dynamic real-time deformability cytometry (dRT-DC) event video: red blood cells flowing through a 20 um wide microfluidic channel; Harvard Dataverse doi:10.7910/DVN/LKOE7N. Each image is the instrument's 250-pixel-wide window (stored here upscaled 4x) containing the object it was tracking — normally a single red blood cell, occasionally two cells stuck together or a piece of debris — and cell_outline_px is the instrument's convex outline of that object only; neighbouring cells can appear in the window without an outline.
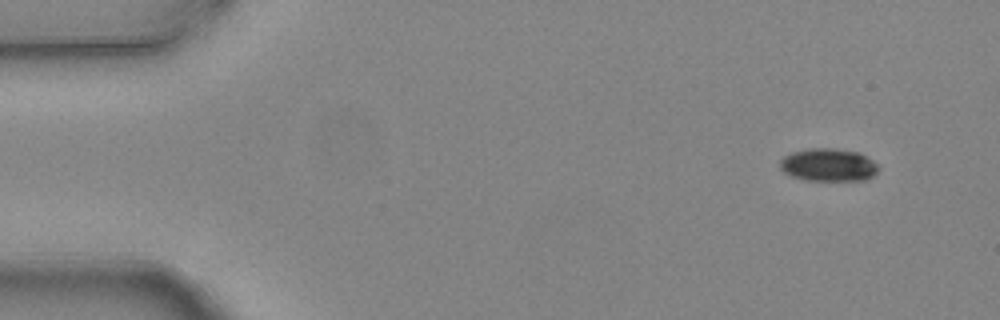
{"species": "common noctule bat (a hibernating species)", "species_latin": "Nyctalus noctula", "temperature_condition": "warm", "stored_images_in_passage": 6, "camera_frame_rate_fps": 3000, "um_per_image_px": 0.085, "animal": {"sex": "female", "body_mass_g": 24.6, "forearm_length_mm": 56.2}, "frame": {"image": 1, "passage_image": 1, "time_ms": 0.0, "image_size_px": [1000, 320], "cell_outline_px": [[880, 168], [868, 180], [804, 180], [788, 176], [780, 168], [780, 160], [784, 156], [792, 152], [808, 148], [836, 148], [860, 152], [872, 160]], "centroid_in_image_um": [70.4, 14.01], "position_along_channel_um": 14.6, "area_um2": 19.07}}
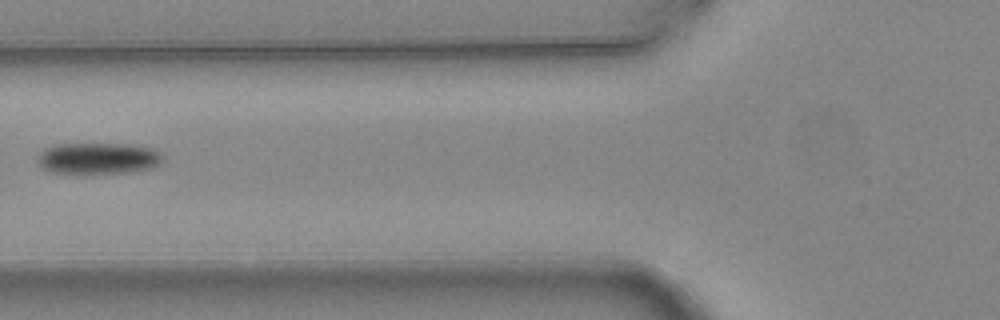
{"frame": {"image": 2, "passage_image": 5, "time_ms": 1.333, "image_size_px": [1000, 320], "cell_outline_px": [[164, 156], [160, 164], [152, 168], [132, 172], [84, 176], [76, 176], [52, 172], [44, 168], [36, 160], [40, 152], [44, 148], [56, 144], [128, 144], [152, 148], [160, 152]], "centroid_in_image_um": [8.33, 13.51], "position_along_channel_um": 117.5, "area_um2": 23.93}}
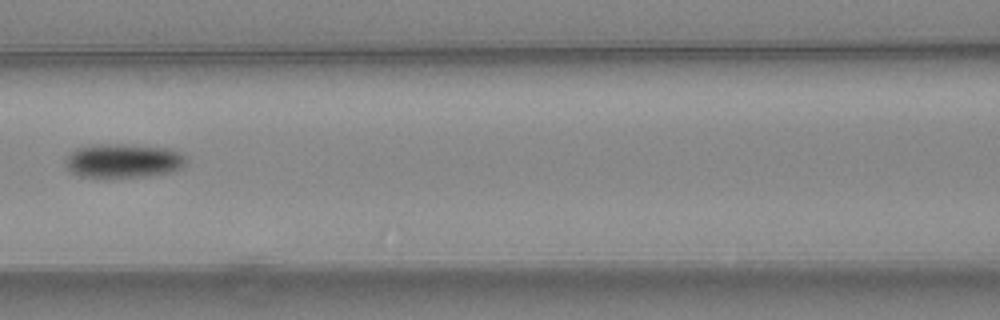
{"frame": {"image": 3, "passage_image": 6, "time_ms": 1.667, "image_size_px": [1000, 320], "cell_outline_px": [[188, 164], [180, 168], [168, 172], [148, 176], [80, 176], [68, 172], [64, 164], [64, 160], [76, 148], [96, 144], [132, 144], [172, 148], [188, 156]], "centroid_in_image_um": [10.52, 13.64], "position_along_channel_um": 156.1, "area_um2": 24.22}}